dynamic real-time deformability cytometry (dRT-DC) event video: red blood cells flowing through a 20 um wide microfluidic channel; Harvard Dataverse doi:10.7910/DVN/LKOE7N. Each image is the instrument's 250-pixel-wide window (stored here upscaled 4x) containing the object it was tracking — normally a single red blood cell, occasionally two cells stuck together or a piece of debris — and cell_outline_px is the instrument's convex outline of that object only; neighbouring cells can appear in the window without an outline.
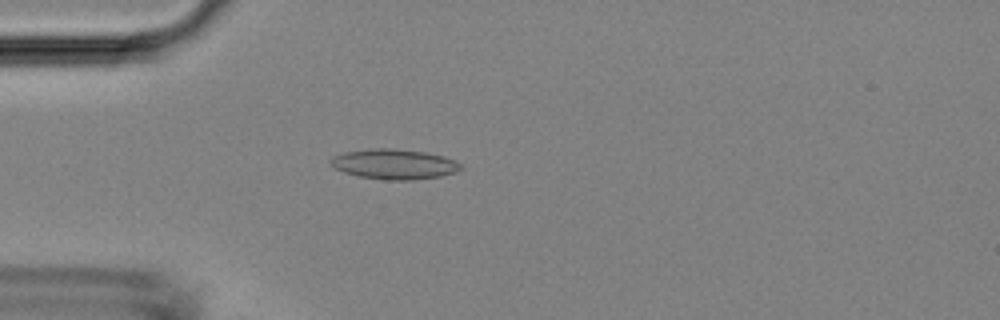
{"species": "Egyptian fruit bat (a non-hibernating species)", "species_latin": "Rousettus aegyptiacus", "temperature_condition": "room temperature", "stored_images_in_passage": 2, "camera_frame_rate_fps": 3000, "um_per_image_px": 0.085, "animal": {"sex": "female"}, "frame": {"image": 1, "passage_image": 2, "time_ms": 1.0, "image_size_px": [1000, 320], "cell_outline_px": [[464, 168], [456, 172], [440, 176], [412, 180], [384, 180], [360, 176], [344, 172], [336, 168], [328, 160], [332, 156], [344, 152], [372, 148], [392, 148], [424, 152], [444, 156], [464, 164]], "centroid_in_image_um": [33.54, 13.95], "position_along_channel_um": 51.5, "area_um2": 22.95}}